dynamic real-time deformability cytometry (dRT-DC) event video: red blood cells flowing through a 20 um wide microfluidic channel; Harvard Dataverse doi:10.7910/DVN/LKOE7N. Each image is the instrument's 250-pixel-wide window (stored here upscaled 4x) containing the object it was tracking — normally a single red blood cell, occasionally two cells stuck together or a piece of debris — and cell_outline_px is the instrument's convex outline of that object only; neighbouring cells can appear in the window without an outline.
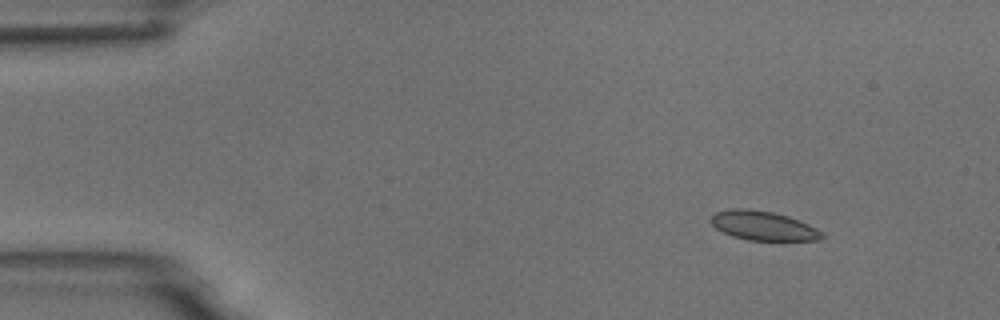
{"species": "common noctule bat (a hibernating species)", "species_latin": "Nyctalus noctula", "temperature_condition": "room temperature", "stored_images_in_passage": 6, "camera_frame_rate_fps": 3000, "um_per_image_px": 0.085, "animal": {"sex": "male", "body_mass_g": 18.8}, "frame": {"image": 1, "passage_image": 1, "time_ms": 0.0, "image_size_px": [1000, 320], "cell_outline_px": [[824, 236], [820, 240], [748, 240], [732, 236], [716, 228], [708, 220], [708, 216], [716, 212], [732, 208], [748, 208], [772, 212], [788, 216], [800, 220], [824, 232]], "centroid_in_image_um": [64.85, 19.17], "position_along_channel_um": 20.2, "area_um2": 19.07}}
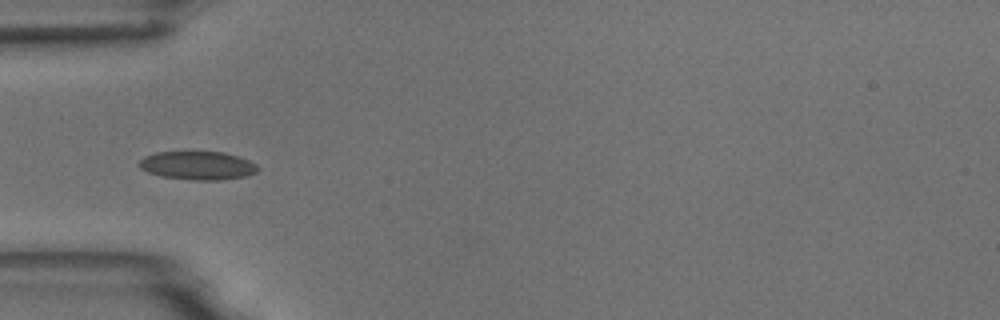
{"frame": {"image": 2, "passage_image": 4, "time_ms": 3.667, "image_size_px": [1000, 320], "cell_outline_px": [[260, 168], [256, 172], [244, 176], [220, 180], [196, 180], [160, 176], [148, 172], [140, 168], [136, 164], [144, 156], [156, 152], [224, 152], [248, 160], [256, 164]], "centroid_in_image_um": [16.77, 14.07], "position_along_channel_um": 68.2, "area_um2": 19.59}}